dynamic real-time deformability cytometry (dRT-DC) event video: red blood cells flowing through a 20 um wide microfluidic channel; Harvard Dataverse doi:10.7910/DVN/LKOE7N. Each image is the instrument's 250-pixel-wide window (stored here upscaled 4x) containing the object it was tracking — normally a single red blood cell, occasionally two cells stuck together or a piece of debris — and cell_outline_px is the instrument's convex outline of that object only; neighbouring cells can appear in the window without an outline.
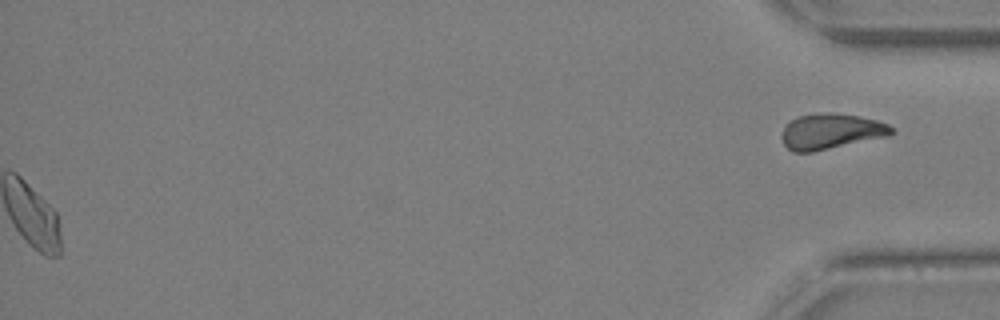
{"species": "Egyptian fruit bat (a non-hibernating species)", "species_latin": "Rousettus aegyptiacus", "temperature_condition": "warm", "stored_images_in_passage": 31, "segment_of_instrument_passage": [2, 2], "camera_frame_rate_fps": 3000, "um_per_image_px": 0.085, "animal": {"sex": "female"}, "frame": {"image": 1, "passage_image": 31, "time_ms": 10.0, "image_size_px": [1000, 320], "cell_outline_px": [[896, 132], [892, 136], [812, 152], [792, 152], [784, 144], [780, 136], [784, 128], [796, 116], [816, 112], [828, 112], [856, 116], [876, 120], [888, 124]], "centroid_in_image_um": [70.65, 11.17], "position_along_channel_um": 364.5, "area_um2": 23.0}}